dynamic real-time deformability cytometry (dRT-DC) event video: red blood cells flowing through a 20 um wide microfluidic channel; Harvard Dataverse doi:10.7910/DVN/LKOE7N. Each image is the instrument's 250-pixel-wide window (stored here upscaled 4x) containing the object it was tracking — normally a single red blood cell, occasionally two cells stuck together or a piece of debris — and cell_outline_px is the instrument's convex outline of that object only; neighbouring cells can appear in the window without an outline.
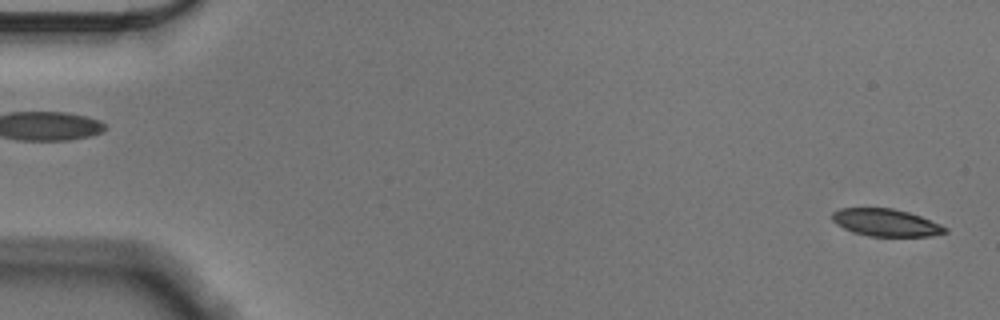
{"species": "Egyptian fruit bat (a non-hibernating species)", "species_latin": "Rousettus aegyptiacus", "temperature_condition": "cold", "stored_images_in_passage": 17, "camera_frame_rate_fps": 3000, "um_per_image_px": 0.085, "animal": {"sex": "male"}, "frame": {"image": 1, "passage_image": 2, "time_ms": 0.333, "image_size_px": [1000, 320], "cell_outline_px": [[948, 232], [932, 236], [868, 236], [852, 232], [836, 224], [832, 220], [832, 212], [840, 208], [892, 208], [908, 212], [920, 216], [940, 224], [948, 228]], "centroid_in_image_um": [75.3, 18.92], "position_along_channel_um": 9.7, "area_um2": 18.03}}